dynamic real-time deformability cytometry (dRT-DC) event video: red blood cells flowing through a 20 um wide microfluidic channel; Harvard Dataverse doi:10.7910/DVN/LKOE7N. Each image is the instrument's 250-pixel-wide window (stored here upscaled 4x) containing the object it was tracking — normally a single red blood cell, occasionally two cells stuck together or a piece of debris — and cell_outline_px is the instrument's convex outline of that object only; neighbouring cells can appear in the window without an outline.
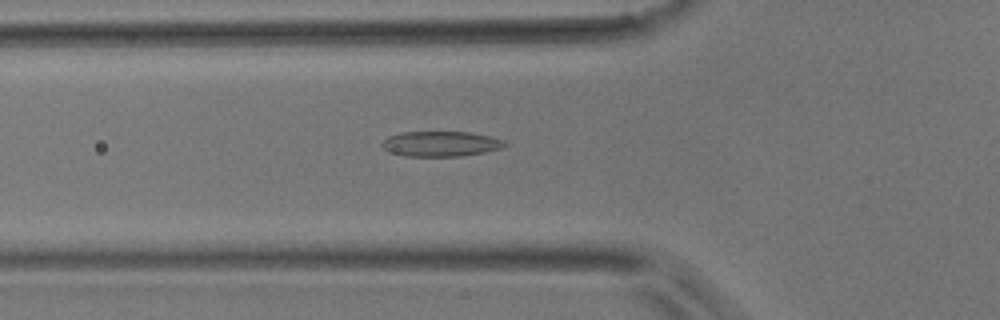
{"species": "common noctule bat (a hibernating species)", "species_latin": "Nyctalus noctula", "temperature_condition": "room temperature", "stored_images_in_passage": 42, "camera_frame_rate_fps": 3000, "um_per_image_px": 0.085, "animal": {"sex": "male", "body_mass_g": 17.9}, "frame": {"image": 1, "passage_image": 10, "time_ms": 3.0, "image_size_px": [1000, 320], "cell_outline_px": [[508, 144], [500, 148], [484, 152], [460, 156], [404, 156], [388, 152], [380, 144], [388, 136], [404, 132], [468, 132], [492, 136], [504, 140]], "centroid_in_image_um": [37.45, 12.22], "position_along_channel_um": 88.3, "area_um2": 18.03}}
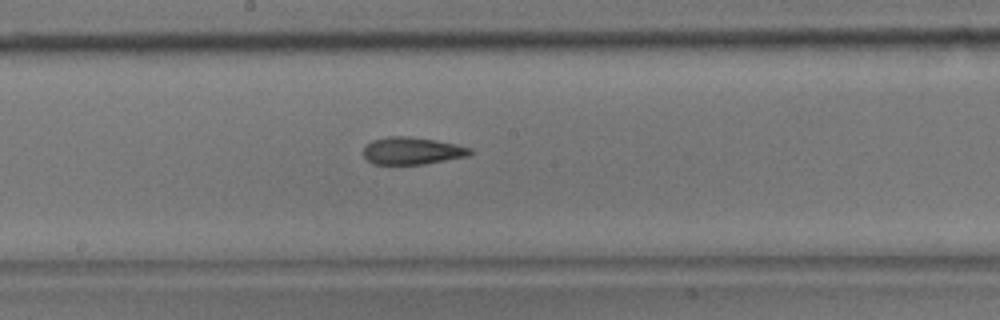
{"frame": {"image": 2, "passage_image": 19, "time_ms": 6.0, "image_size_px": [1000, 320], "cell_outline_px": [[476, 152], [468, 156], [424, 164], [372, 164], [364, 156], [364, 148], [372, 140], [388, 136], [404, 136], [432, 140], [456, 144], [472, 148]], "centroid_in_image_um": [35.06, 12.82], "position_along_channel_um": 213.1, "area_um2": 16.88}}
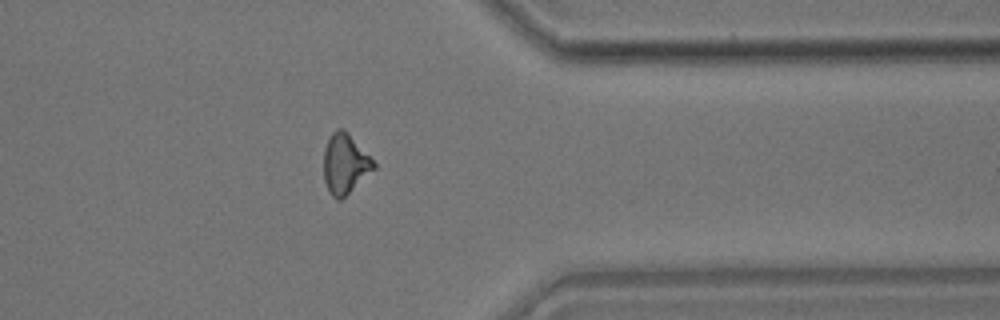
{"frame": {"image": 3, "passage_image": 32, "time_ms": 10.333, "image_size_px": [1000, 320], "cell_outline_px": [[376, 168], [340, 200], [336, 200], [328, 192], [324, 180], [324, 148], [332, 132], [336, 128], [344, 128], [348, 132], [376, 164]], "centroid_in_image_um": [29.31, 13.92], "position_along_channel_um": 382.1, "area_um2": 17.4}}